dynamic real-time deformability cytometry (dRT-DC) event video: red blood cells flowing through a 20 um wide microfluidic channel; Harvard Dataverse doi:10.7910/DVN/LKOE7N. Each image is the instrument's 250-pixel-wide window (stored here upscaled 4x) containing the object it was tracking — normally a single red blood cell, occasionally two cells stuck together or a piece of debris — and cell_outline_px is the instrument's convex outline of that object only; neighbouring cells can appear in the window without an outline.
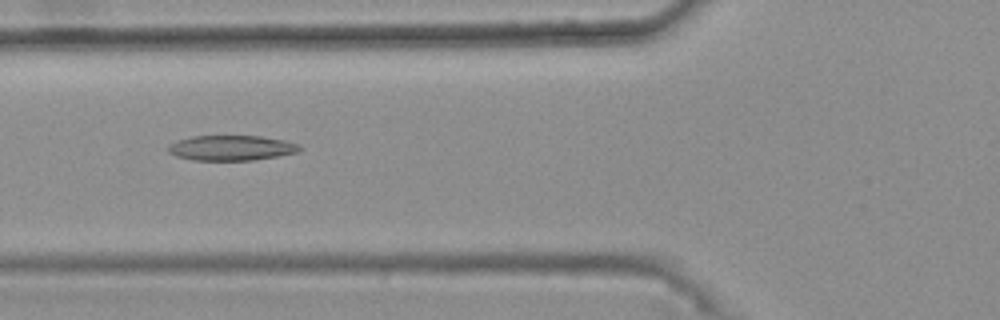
{"species": "common noctule bat (a hibernating species)", "species_latin": "Nyctalus noctula", "temperature_condition": "warm", "stored_images_in_passage": 39, "camera_frame_rate_fps": 3000, "um_per_image_px": 0.085, "animal": {"sex": "female", "body_mass_g": 25.1}, "frame": {"image": 1, "passage_image": 11, "time_ms": 3.333, "image_size_px": [1000, 320], "cell_outline_px": [[300, 148], [296, 152], [276, 156], [252, 160], [192, 160], [176, 156], [168, 152], [168, 144], [176, 140], [192, 136], [260, 136], [284, 140], [300, 144]], "centroid_in_image_um": [19.61, 12.56], "position_along_channel_um": 106.2, "area_um2": 19.19}}
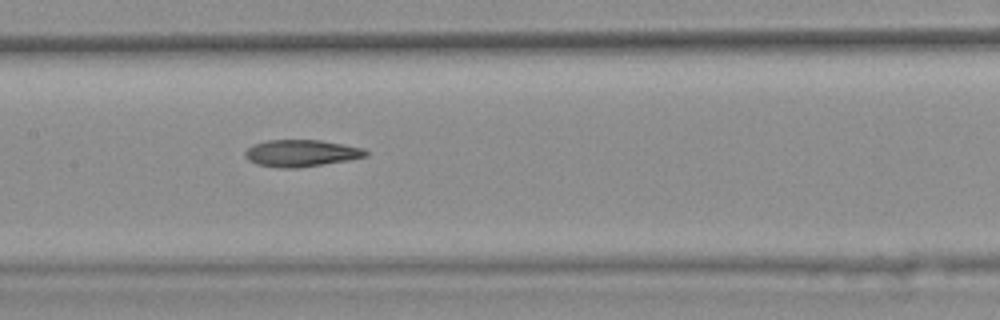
{"frame": {"image": 2, "passage_image": 17, "time_ms": 5.333, "image_size_px": [1000, 320], "cell_outline_px": [[368, 156], [348, 160], [296, 168], [280, 168], [256, 164], [248, 160], [244, 156], [244, 152], [252, 144], [268, 140], [320, 140], [344, 144], [364, 148], [368, 152]], "centroid_in_image_um": [25.59, 13.01], "position_along_channel_um": 181.8, "area_um2": 18.96}}
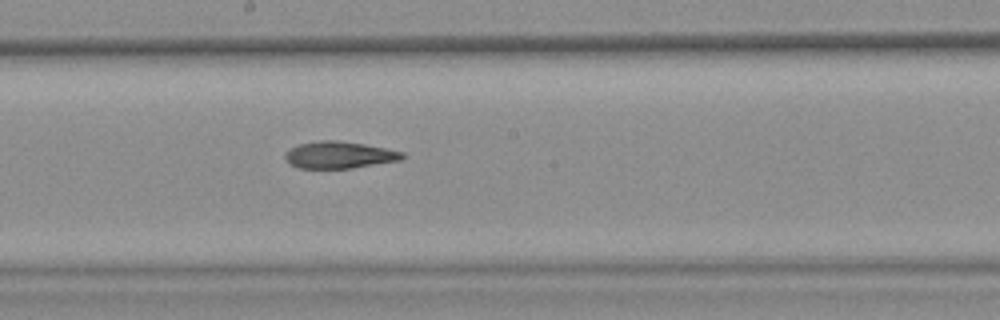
{"frame": {"image": 3, "passage_image": 20, "time_ms": 6.333, "image_size_px": [1000, 320], "cell_outline_px": [[404, 156], [400, 160], [352, 168], [296, 168], [288, 164], [284, 156], [284, 152], [288, 148], [296, 144], [320, 140], [336, 140], [364, 144], [404, 152]], "centroid_in_image_um": [28.74, 13.16], "position_along_channel_um": 219.5, "area_um2": 18.55}, "authors_computed_cell_mechanics": {"area_um2": 18.8428, "velocity_mm_per_s": 3.7753, "shape_relaxation_time_tau1_ms": null, "shape_relaxation_time_tau2_ms": 4.407, "deformation_change_tau1": null, "deformation_change_tau2": 0.1369}}